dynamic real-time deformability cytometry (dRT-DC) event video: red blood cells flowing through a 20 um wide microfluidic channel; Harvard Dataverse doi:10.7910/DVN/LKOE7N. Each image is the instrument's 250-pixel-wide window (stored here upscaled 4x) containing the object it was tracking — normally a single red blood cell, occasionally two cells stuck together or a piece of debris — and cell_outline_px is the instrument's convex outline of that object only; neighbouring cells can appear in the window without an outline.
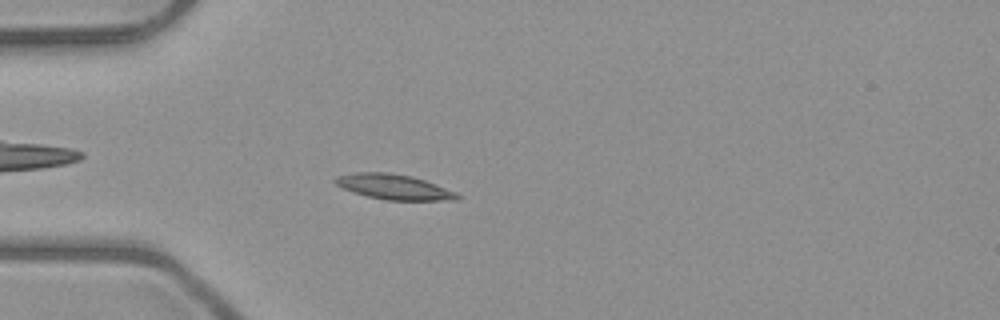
{"species": "common noctule bat (a hibernating species)", "species_latin": "Nyctalus noctula", "temperature_condition": "room temperature", "stored_images_in_passage": 52, "camera_frame_rate_fps": 3000, "um_per_image_px": 0.085, "animal": {"sex": "male", "body_mass_g": 23.1, "forearm_length_mm": 52.7}, "frame": {"image": 1, "passage_image": 15, "time_ms": 4.667, "image_size_px": [1000, 320], "cell_outline_px": [[460, 200], [388, 200], [368, 196], [344, 188], [336, 184], [332, 180], [336, 176], [356, 172], [388, 172], [412, 176], [436, 184], [456, 192], [460, 196]], "centroid_in_image_um": [33.5, 15.87], "position_along_channel_um": 51.5, "area_um2": 17.74}}
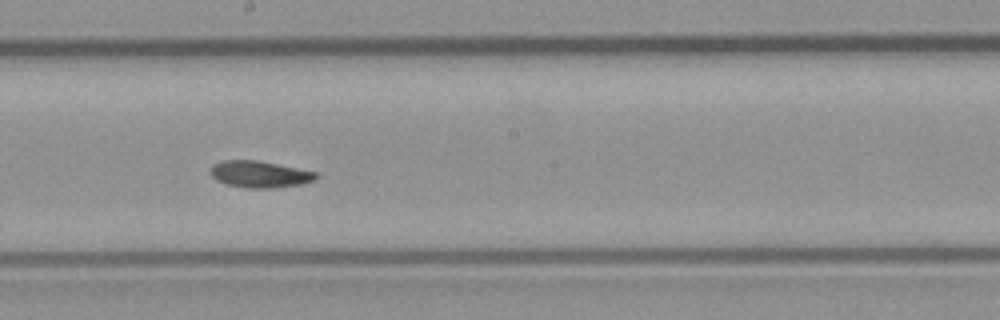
{"frame": {"image": 2, "passage_image": 29, "time_ms": 9.333, "image_size_px": [1000, 320], "cell_outline_px": [[320, 176], [312, 180], [300, 184], [276, 188], [244, 188], [228, 184], [216, 180], [208, 172], [212, 164], [224, 160], [256, 160], [316, 172]], "centroid_in_image_um": [22.02, 14.81], "position_along_channel_um": 226.2, "area_um2": 16.36}}
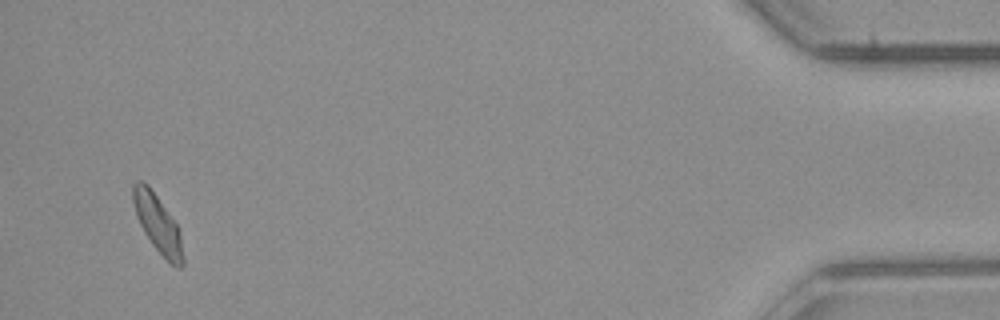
{"frame": {"image": 3, "passage_image": 50, "time_ms": 16.333, "image_size_px": [1000, 320], "cell_outline_px": [[184, 264], [180, 268], [176, 268], [152, 244], [144, 232], [136, 216], [132, 200], [132, 184], [136, 180], [144, 180], [148, 184], [176, 224], [180, 232], [184, 260]], "centroid_in_image_um": [13.38, 18.98], "position_along_channel_um": 421.8, "area_um2": 16.65}, "authors_computed_cell_mechanics": {"area_um2": 16.6464, "velocity_mm_per_s": 3.9878, "shape_relaxation_time_tau1_ms": 3.1533, "shape_relaxation_time_tau2_ms": 5.5155, "deformation_change_tau1": 0.1375, "deformation_change_tau2": 0.0795}}